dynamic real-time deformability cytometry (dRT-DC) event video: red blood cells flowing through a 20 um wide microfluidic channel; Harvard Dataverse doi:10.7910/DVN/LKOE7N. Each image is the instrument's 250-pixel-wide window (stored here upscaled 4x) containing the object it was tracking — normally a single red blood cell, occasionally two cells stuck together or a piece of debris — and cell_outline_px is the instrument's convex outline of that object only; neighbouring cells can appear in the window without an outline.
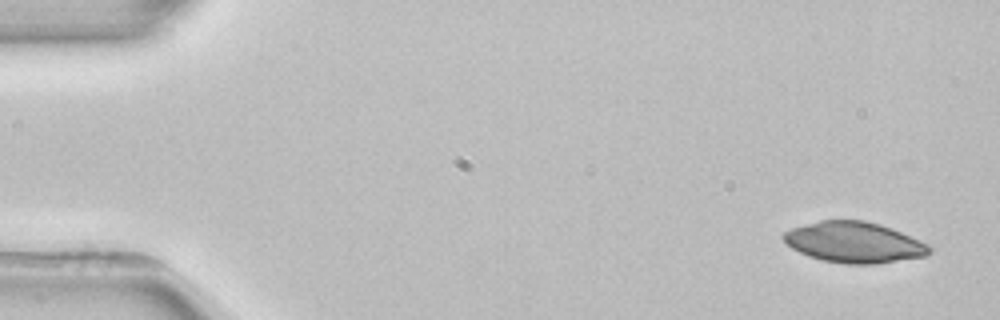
{"species": "common noctule bat (a hibernating species)", "species_latin": "Nyctalus noctula", "temperature_condition": "room temperature", "stored_images_in_passage": 3, "camera_frame_rate_fps": 3000, "um_per_image_px": 0.085, "animal": {"sex": "female", "body_mass_g": 22.7, "forearm_length_mm": 54.2}, "frame": {"image": 1, "passage_image": 1, "time_ms": 0.0, "image_size_px": [1000, 320], "cell_outline_px": [[932, 252], [928, 256], [876, 264], [848, 264], [820, 260], [808, 256], [792, 248], [780, 236], [784, 232], [792, 228], [820, 220], [864, 220], [880, 224], [892, 228], [928, 244], [932, 248]], "centroid_in_image_um": [72.62, 20.6], "position_along_channel_um": 12.4, "area_um2": 34.85}}